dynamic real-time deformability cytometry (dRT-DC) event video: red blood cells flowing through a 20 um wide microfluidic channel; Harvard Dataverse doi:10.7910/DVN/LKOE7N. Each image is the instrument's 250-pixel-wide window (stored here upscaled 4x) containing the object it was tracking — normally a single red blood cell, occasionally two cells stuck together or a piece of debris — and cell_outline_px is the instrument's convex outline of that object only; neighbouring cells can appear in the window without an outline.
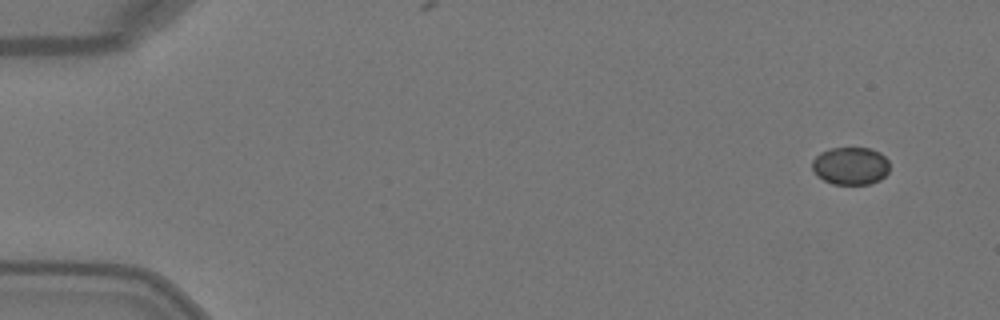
{"species": "Egyptian fruit bat (a non-hibernating species)", "species_latin": "Rousettus aegyptiacus", "temperature_condition": "warm", "stored_images_in_passage": 4, "camera_frame_rate_fps": 3000, "um_per_image_px": 0.085, "animal": {"sex": "female"}, "frame": {"image": 1, "passage_image": 1, "time_ms": 0.0, "image_size_px": [1000, 320], "cell_outline_px": [[888, 172], [880, 180], [868, 184], [832, 184], [824, 180], [812, 168], [812, 160], [820, 152], [832, 148], [872, 148], [880, 152], [888, 160]], "centroid_in_image_um": [72.31, 14.09], "position_along_channel_um": 12.7, "area_um2": 16.94}}
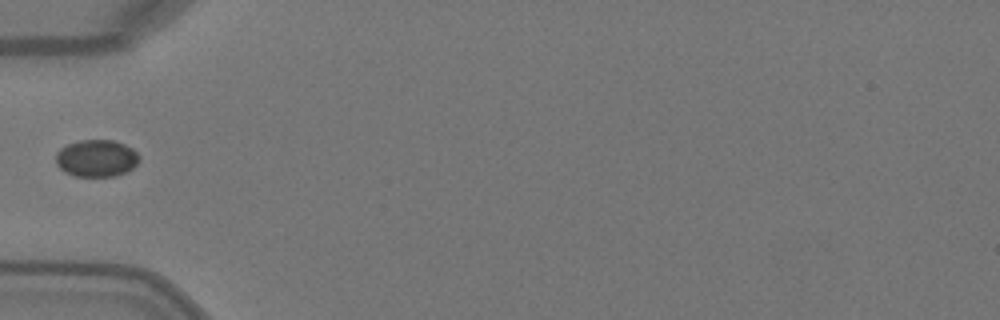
{"frame": {"image": 2, "passage_image": 4, "time_ms": 1.0, "image_size_px": [1000, 320], "cell_outline_px": [[140, 160], [132, 168], [124, 172], [112, 176], [76, 176], [64, 172], [56, 164], [56, 152], [60, 148], [68, 144], [80, 140], [112, 140], [124, 144], [132, 148], [140, 156]], "centroid_in_image_um": [8.18, 13.44], "position_along_channel_um": 76.8, "area_um2": 17.98}}